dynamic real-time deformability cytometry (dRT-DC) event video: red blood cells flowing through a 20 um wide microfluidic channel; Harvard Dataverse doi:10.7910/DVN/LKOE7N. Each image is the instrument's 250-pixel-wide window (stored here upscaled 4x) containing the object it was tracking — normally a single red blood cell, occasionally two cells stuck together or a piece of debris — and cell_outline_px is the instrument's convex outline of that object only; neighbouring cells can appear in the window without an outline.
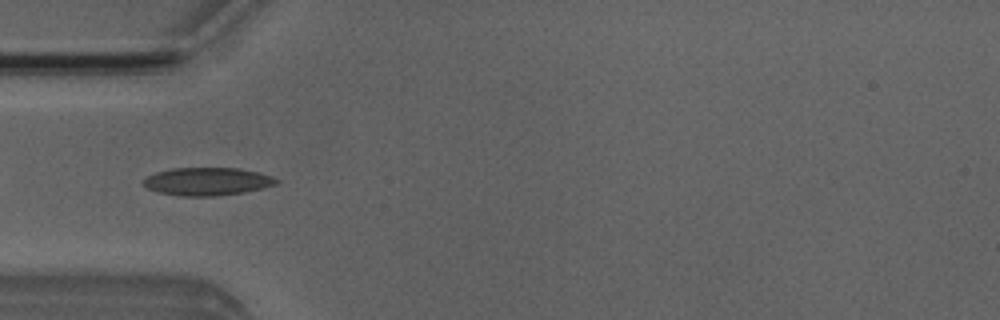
{"species": "Egyptian fruit bat (a non-hibernating species)", "species_latin": "Rousettus aegyptiacus", "temperature_condition": "room temperature", "stored_images_in_passage": 50, "camera_frame_rate_fps": 3000, "um_per_image_px": 0.085, "animal": {"sex": "male"}, "frame": {"image": 1, "passage_image": 15, "time_ms": 4.667, "image_size_px": [1000, 320], "cell_outline_px": [[280, 184], [264, 188], [244, 192], [216, 196], [180, 196], [156, 192], [148, 188], [140, 180], [156, 172], [172, 168], [240, 168], [260, 172], [272, 176], [280, 180]], "centroid_in_image_um": [17.66, 15.42], "position_along_channel_um": 67.3, "area_um2": 21.96}}
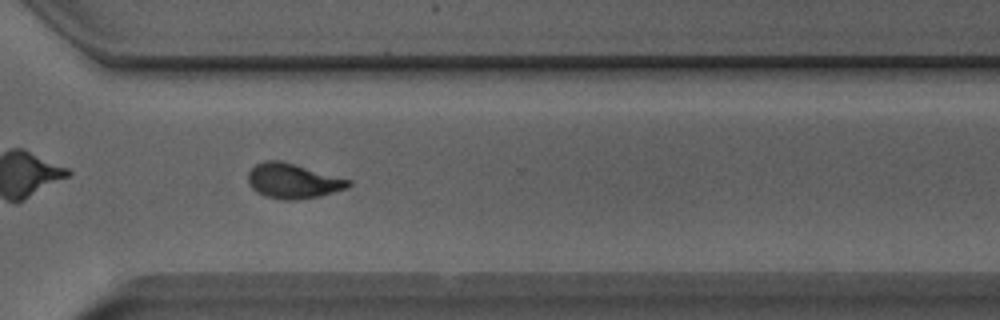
{"frame": {"image": 2, "passage_image": 36, "time_ms": 11.667, "image_size_px": [1000, 320], "cell_outline_px": [[352, 184], [348, 188], [320, 196], [296, 200], [284, 200], [264, 196], [256, 192], [248, 184], [248, 172], [256, 164], [264, 160], [280, 160], [352, 180]], "centroid_in_image_um": [24.9, 15.39], "position_along_channel_um": 345.7, "area_um2": 20.58}}
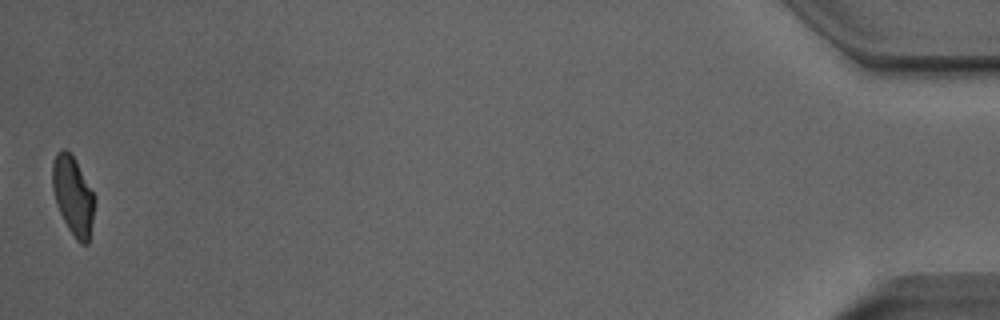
{"frame": {"image": 3, "passage_image": 50, "time_ms": 16.333, "image_size_px": [1000, 320], "cell_outline_px": [[96, 200], [88, 244], [80, 244], [76, 240], [68, 228], [56, 204], [52, 188], [52, 164], [56, 152], [64, 148], [76, 160], [96, 196]], "centroid_in_image_um": [6.22, 16.63], "position_along_channel_um": 429.0, "area_um2": 19.54}, "authors_computed_cell_mechanics": {"area_um2": 20.0566, "velocity_mm_per_s": 3.9796, "shape_relaxation_time_tau1_ms": 4.8366, "shape_relaxation_time_tau2_ms": 1.0061, "deformation_change_tau1": 0.1567, "deformation_change_tau2": 0.056}}